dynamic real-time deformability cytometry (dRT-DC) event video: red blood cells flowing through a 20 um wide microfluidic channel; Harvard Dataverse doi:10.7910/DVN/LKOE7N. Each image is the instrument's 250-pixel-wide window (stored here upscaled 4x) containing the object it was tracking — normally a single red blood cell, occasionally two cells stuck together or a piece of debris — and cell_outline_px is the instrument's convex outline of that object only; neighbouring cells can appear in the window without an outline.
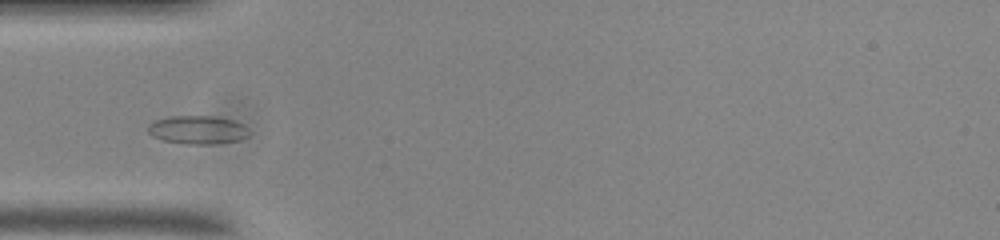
{"species": "common noctule bat (a hibernating species)", "species_latin": "Nyctalus noctula", "temperature_condition": "room temperature", "stored_images_in_passage": 39, "camera_frame_rate_fps": 3000, "um_per_image_px": 0.085, "animal": {"sex": "male", "body_mass_g": 20.0, "forearm_length_mm": 53.3}, "frame": {"image": 1, "passage_image": 1, "time_ms": 0.0, "image_size_px": [1000, 240], "cell_outline_px": [[248, 136], [240, 140], [216, 144], [184, 144], [164, 140], [152, 136], [148, 132], [148, 124], [156, 120], [168, 116], [212, 116], [232, 120], [244, 124], [248, 128]], "centroid_in_image_um": [16.8, 11.04], "position_along_channel_um": 68.2, "area_um2": 16.82}}
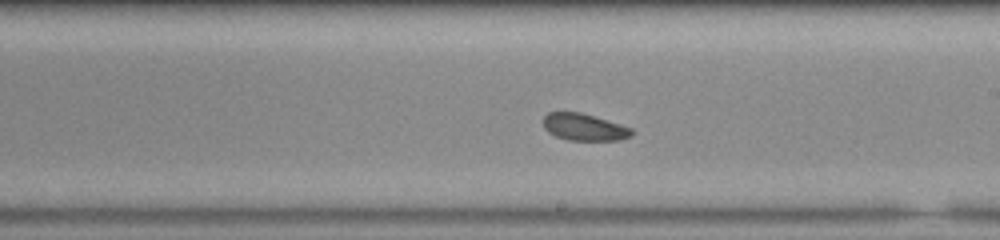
{"frame": {"image": 2, "passage_image": 15, "time_ms": 4.667, "image_size_px": [1000, 240], "cell_outline_px": [[632, 136], [620, 140], [568, 140], [556, 136], [548, 132], [544, 128], [544, 116], [548, 112], [580, 112], [620, 124], [632, 128]], "centroid_in_image_um": [49.65, 10.81], "position_along_channel_um": 239.4, "area_um2": 13.81}}
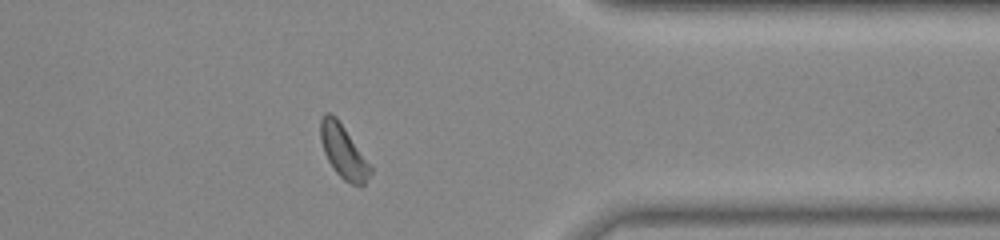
{"frame": {"image": 3, "passage_image": 28, "time_ms": 9.0, "image_size_px": [1000, 240], "cell_outline_px": [[372, 172], [364, 184], [352, 184], [344, 180], [336, 172], [328, 160], [324, 152], [320, 140], [320, 120], [324, 112], [328, 112], [336, 116], [372, 168]], "centroid_in_image_um": [29.15, 12.85], "position_along_channel_um": 382.2, "area_um2": 15.14}, "authors_computed_cell_mechanics": {"area_um2": 14.739, "velocity_mm_per_s": 3.6644, "shape_relaxation_time_tau1_ms": 11.275, "shape_relaxation_time_tau2_ms": 4.1487, "deformation_change_tau1": 0.1346, "deformation_change_tau2": 0.079}}